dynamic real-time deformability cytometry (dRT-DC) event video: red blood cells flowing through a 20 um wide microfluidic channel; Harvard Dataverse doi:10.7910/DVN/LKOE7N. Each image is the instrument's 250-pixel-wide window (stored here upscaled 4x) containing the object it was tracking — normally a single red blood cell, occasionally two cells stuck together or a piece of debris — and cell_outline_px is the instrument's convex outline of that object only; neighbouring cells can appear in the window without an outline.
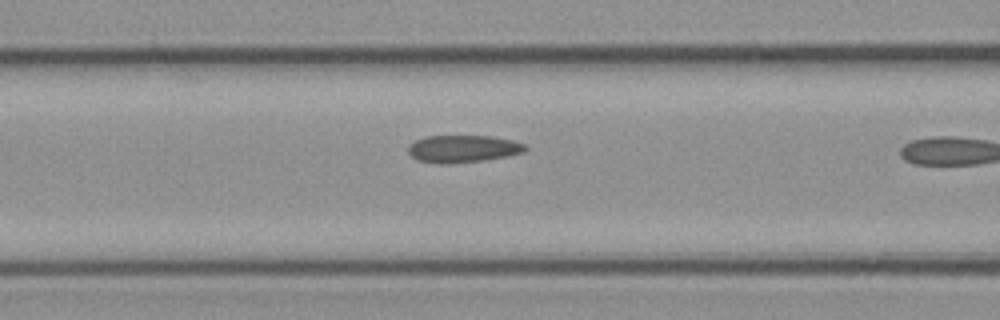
{"species": "common noctule bat (a hibernating species)", "species_latin": "Nyctalus noctula", "temperature_condition": "cold", "stored_images_in_passage": 10, "camera_frame_rate_fps": 3000, "um_per_image_px": 0.085, "animal": {"sex": "female", "body_mass_g": 21.9}, "frame": {"image": 1, "passage_image": 9, "time_ms": 2.667, "image_size_px": [1000, 320], "cell_outline_px": [[528, 148], [524, 152], [508, 156], [484, 160], [448, 164], [436, 164], [416, 160], [408, 152], [408, 144], [424, 136], [492, 136], [512, 140], [524, 144]], "centroid_in_image_um": [39.32, 12.65], "position_along_channel_um": 127.3, "area_um2": 18.84}}